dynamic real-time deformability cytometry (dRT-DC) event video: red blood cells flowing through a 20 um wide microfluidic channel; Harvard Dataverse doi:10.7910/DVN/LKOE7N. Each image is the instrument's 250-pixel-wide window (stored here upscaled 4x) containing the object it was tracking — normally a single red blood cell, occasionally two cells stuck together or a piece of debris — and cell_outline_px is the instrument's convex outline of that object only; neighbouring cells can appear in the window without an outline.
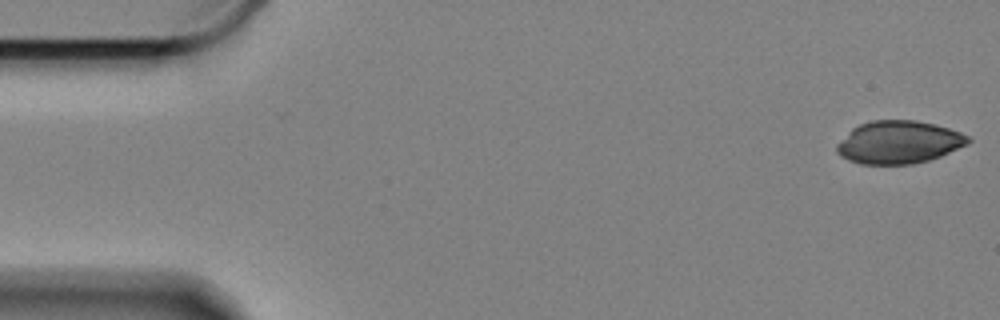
{"species": "Egyptian fruit bat (a non-hibernating species)", "species_latin": "Rousettus aegyptiacus", "temperature_condition": "cold", "stored_images_in_passage": 53, "camera_frame_rate_fps": 3000, "um_per_image_px": 0.085, "animal": {"sex": "female"}, "frame": {"image": 1, "passage_image": 1, "time_ms": 0.0, "image_size_px": [1000, 320], "cell_outline_px": [[972, 140], [968, 144], [940, 156], [928, 160], [912, 164], [860, 164], [848, 160], [840, 156], [836, 152], [836, 144], [852, 128], [860, 124], [872, 120], [916, 120], [936, 124], [960, 132], [968, 136]], "centroid_in_image_um": [76.38, 12.09], "position_along_channel_um": 8.6, "area_um2": 32.83}}
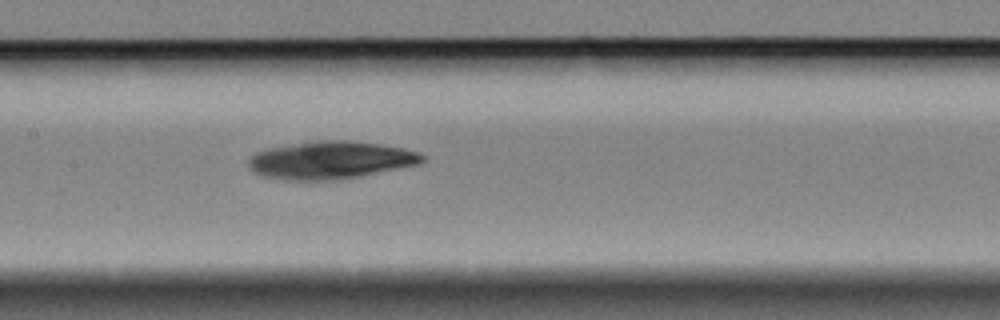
{"frame": {"image": 2, "passage_image": 27, "time_ms": 8.667, "image_size_px": [1000, 320], "cell_outline_px": [[424, 160], [420, 164], [340, 180], [280, 180], [264, 176], [248, 168], [248, 160], [256, 152], [268, 148], [316, 140], [348, 140], [380, 144], [420, 152], [424, 156]], "centroid_in_image_um": [28.09, 13.61], "position_along_channel_um": 179.3, "area_um2": 38.21}}
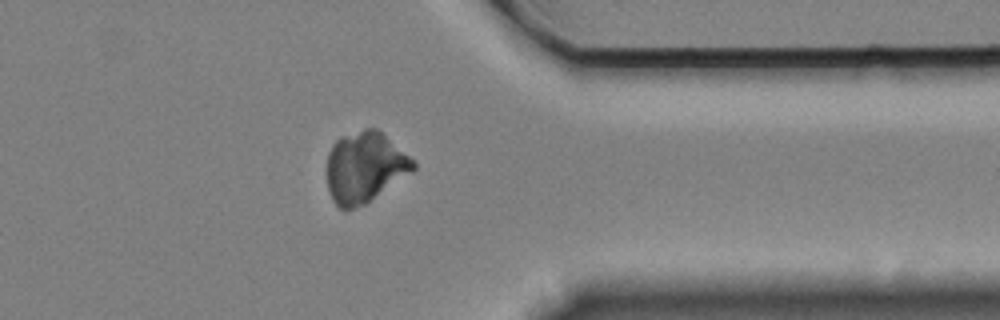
{"frame": {"image": 3, "passage_image": 46, "time_ms": 15.0, "image_size_px": [1000, 320], "cell_outline_px": [[416, 168], [412, 172], [364, 204], [344, 212], [332, 200], [328, 188], [328, 152], [332, 144], [340, 136], [364, 128], [376, 128], [408, 156], [416, 164]], "centroid_in_image_um": [30.97, 14.22], "position_along_channel_um": 380.4, "area_um2": 35.2}}